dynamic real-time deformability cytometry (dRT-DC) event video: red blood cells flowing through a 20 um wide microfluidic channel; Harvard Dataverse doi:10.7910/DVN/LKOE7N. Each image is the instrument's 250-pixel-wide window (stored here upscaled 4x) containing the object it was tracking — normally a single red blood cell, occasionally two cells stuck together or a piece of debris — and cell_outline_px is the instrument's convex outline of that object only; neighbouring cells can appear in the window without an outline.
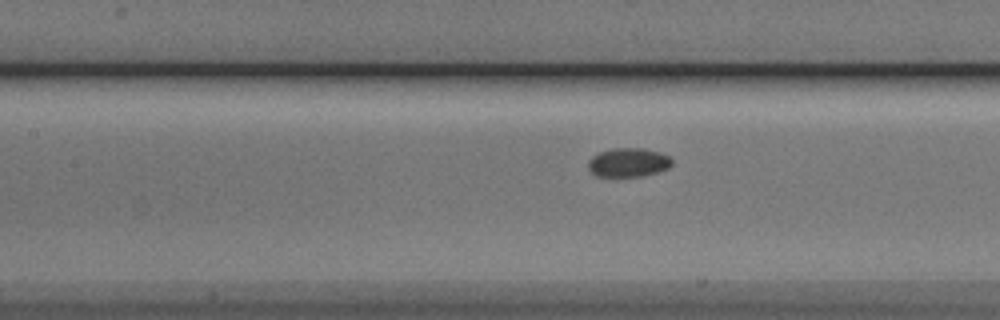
{"species": "Egyptian fruit bat (a non-hibernating species)", "species_latin": "Rousettus aegyptiacus", "temperature_condition": "cold", "stored_images_in_passage": 30, "camera_frame_rate_fps": 3000, "um_per_image_px": 0.085, "animal": {"sex": "male"}, "frame": {"image": 1, "passage_image": 7, "time_ms": 2.0, "image_size_px": [1000, 320], "cell_outline_px": [[672, 164], [668, 168], [644, 176], [596, 176], [588, 168], [588, 160], [592, 156], [600, 152], [612, 148], [640, 148], [660, 152], [668, 156], [672, 160]], "centroid_in_image_um": [53.4, 13.8], "position_along_channel_um": 154.0, "area_um2": 14.05}}
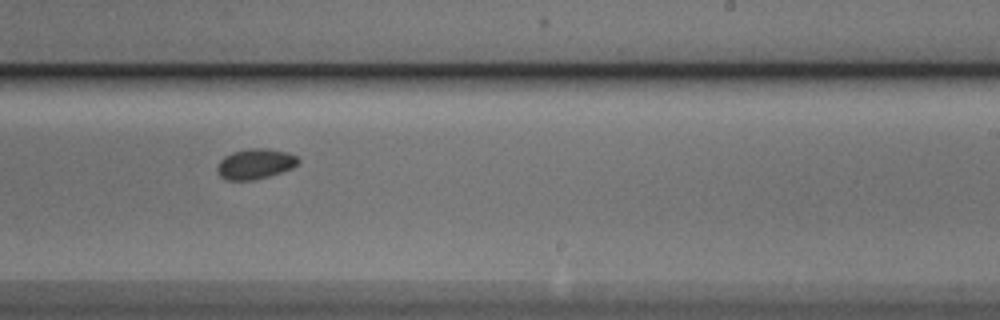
{"frame": {"image": 2, "passage_image": 16, "time_ms": 5.0, "image_size_px": [1000, 320], "cell_outline_px": [[300, 160], [292, 168], [268, 176], [252, 180], [228, 180], [220, 176], [216, 172], [216, 168], [220, 160], [224, 156], [232, 152], [248, 148], [268, 148], [288, 152], [296, 156]], "centroid_in_image_um": [21.66, 13.91], "position_along_channel_um": 267.3, "area_um2": 14.33}}
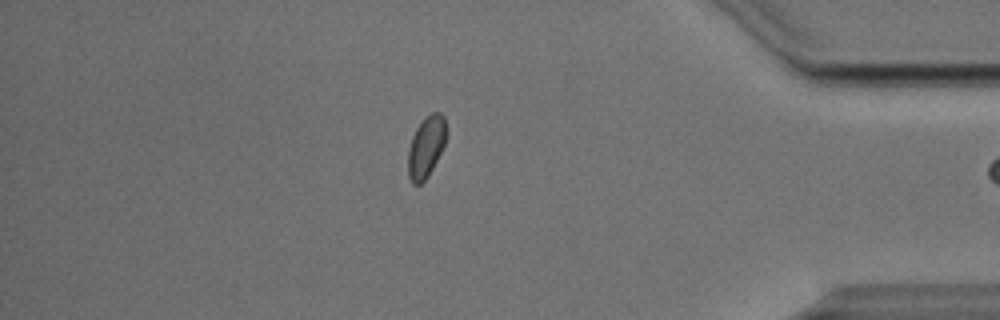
{"frame": {"image": 3, "passage_image": 29, "time_ms": 9.333, "image_size_px": [1000, 320], "cell_outline_px": [[448, 132], [444, 144], [428, 176], [420, 184], [412, 184], [408, 176], [408, 148], [412, 136], [416, 128], [432, 112], [440, 112], [444, 116]], "centroid_in_image_um": [36.22, 12.47], "position_along_channel_um": 399.0, "area_um2": 13.58}}